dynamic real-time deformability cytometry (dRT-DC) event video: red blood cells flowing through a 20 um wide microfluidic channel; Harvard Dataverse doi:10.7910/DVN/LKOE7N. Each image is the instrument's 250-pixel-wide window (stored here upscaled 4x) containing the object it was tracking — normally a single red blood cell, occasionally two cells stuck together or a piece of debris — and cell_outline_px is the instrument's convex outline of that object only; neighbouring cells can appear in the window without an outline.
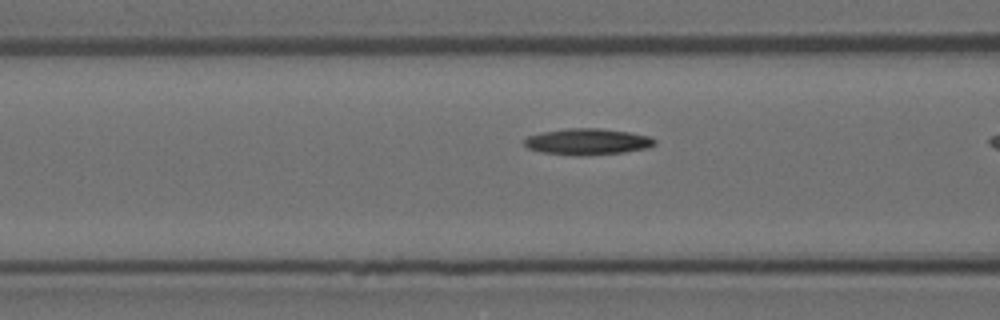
{"species": "Egyptian fruit bat (a non-hibernating species)", "species_latin": "Rousettus aegyptiacus", "temperature_condition": "room temperature", "stored_images_in_passage": 17, "camera_frame_rate_fps": 3000, "um_per_image_px": 0.085, "animal": {"sex": "female"}, "frame": {"image": 1, "passage_image": 16, "time_ms": 5.0, "image_size_px": [1000, 320], "cell_outline_px": [[656, 144], [648, 148], [624, 152], [540, 152], [528, 148], [524, 144], [524, 140], [528, 136], [544, 132], [568, 128], [600, 128], [628, 132], [652, 136], [656, 140]], "centroid_in_image_um": [50.01, 11.98], "position_along_channel_um": 116.6, "area_um2": 18.79}}